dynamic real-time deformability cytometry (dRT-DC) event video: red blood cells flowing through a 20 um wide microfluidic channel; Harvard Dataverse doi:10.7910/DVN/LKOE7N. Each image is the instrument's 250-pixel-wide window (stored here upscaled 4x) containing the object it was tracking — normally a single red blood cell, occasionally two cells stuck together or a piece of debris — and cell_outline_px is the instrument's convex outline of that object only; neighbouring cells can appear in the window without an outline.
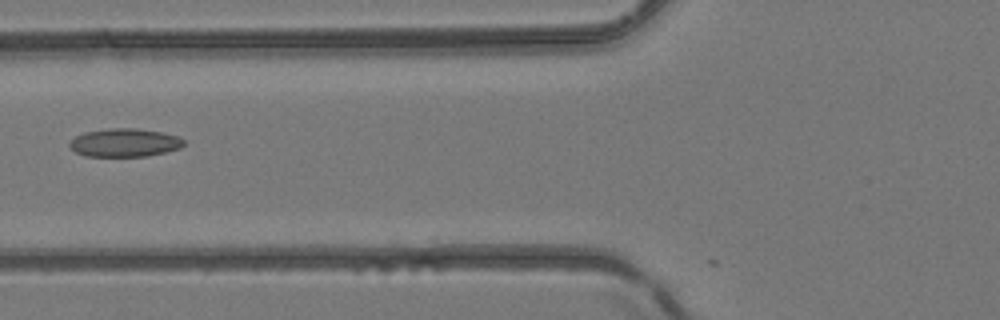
{"species": "common noctule bat (a hibernating species)", "species_latin": "Nyctalus noctula", "temperature_condition": "room temperature", "stored_images_in_passage": 6, "camera_frame_rate_fps": 3000, "um_per_image_px": 0.085, "animal": {"sex": "female", "body_mass_g": 24.6, "forearm_length_mm": 56.2}, "frame": {"image": 1, "passage_image": 6, "time_ms": 6.0, "image_size_px": [1000, 320], "cell_outline_px": [[184, 144], [180, 148], [148, 156], [84, 156], [76, 152], [68, 144], [76, 136], [84, 132], [108, 128], [136, 128], [160, 132], [180, 136], [184, 140]], "centroid_in_image_um": [10.6, 12.12], "position_along_channel_um": 115.2, "area_um2": 18.79}}